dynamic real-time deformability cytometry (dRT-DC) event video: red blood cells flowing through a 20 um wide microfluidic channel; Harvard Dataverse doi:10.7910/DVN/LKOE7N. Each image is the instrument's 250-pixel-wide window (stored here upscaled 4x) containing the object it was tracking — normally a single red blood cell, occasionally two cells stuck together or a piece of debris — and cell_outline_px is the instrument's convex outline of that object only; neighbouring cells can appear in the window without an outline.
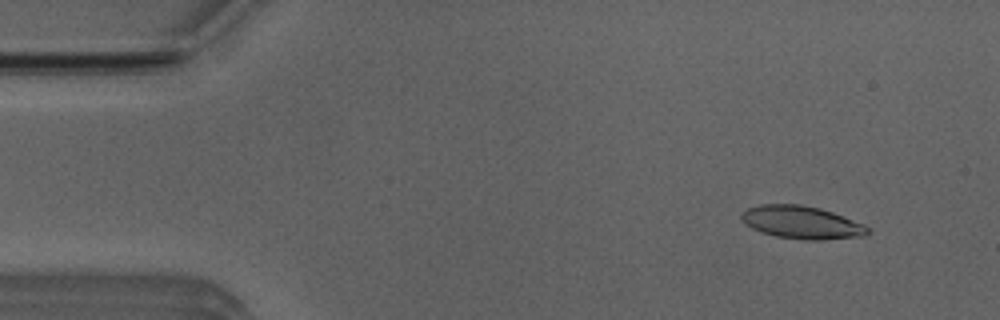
{"species": "Egyptian fruit bat (a non-hibernating species)", "species_latin": "Rousettus aegyptiacus", "temperature_condition": "room temperature", "stored_images_in_passage": 50, "camera_frame_rate_fps": 3000, "um_per_image_px": 0.085, "animal": {"sex": "male"}, "frame": {"image": 1, "passage_image": 4, "time_ms": 1.0, "image_size_px": [1000, 320], "cell_outline_px": [[872, 232], [864, 236], [820, 240], [800, 240], [776, 236], [760, 232], [744, 224], [740, 216], [740, 212], [748, 208], [760, 204], [800, 204], [820, 208], [832, 212], [864, 224], [872, 228]], "centroid_in_image_um": [68.14, 18.91], "position_along_channel_um": 16.9, "area_um2": 24.51}}
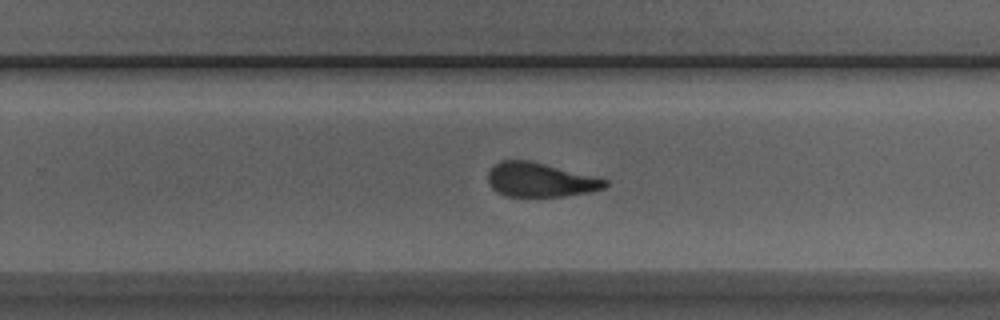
{"frame": {"image": 2, "passage_image": 31, "time_ms": 10.0, "image_size_px": [1000, 320], "cell_outline_px": [[608, 184], [604, 188], [592, 192], [564, 196], [504, 196], [492, 188], [488, 184], [488, 172], [500, 160], [532, 160], [608, 180]], "centroid_in_image_um": [45.91, 15.28], "position_along_channel_um": 283.9, "area_um2": 23.35}}
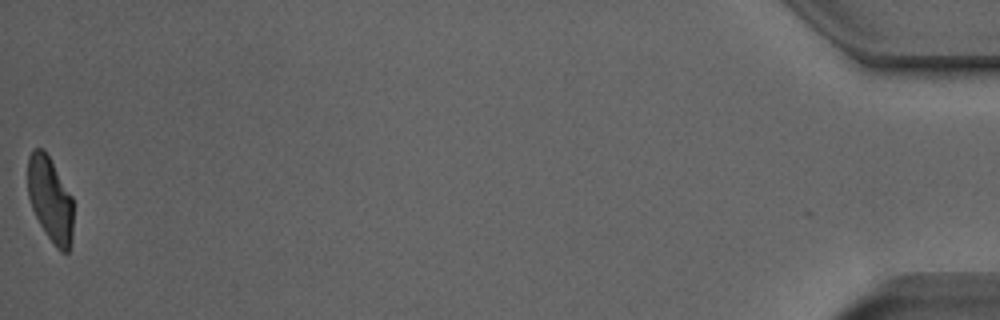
{"frame": {"image": 3, "passage_image": 50, "time_ms": 16.333, "image_size_px": [1000, 320], "cell_outline_px": [[72, 244], [68, 252], [60, 252], [56, 248], [40, 224], [32, 208], [28, 196], [28, 156], [32, 148], [44, 148], [72, 196]], "centroid_in_image_um": [4.27, 16.94], "position_along_channel_um": 430.9, "area_um2": 22.54}, "authors_computed_cell_mechanics": {"area_um2": 24.3916, "velocity_mm_per_s": 3.9957, "shape_relaxation_time_tau1_ms": 5.0864, "shape_relaxation_time_tau2_ms": 1.4852, "deformation_change_tau1": 0.1911, "deformation_change_tau2": 0.0901}}